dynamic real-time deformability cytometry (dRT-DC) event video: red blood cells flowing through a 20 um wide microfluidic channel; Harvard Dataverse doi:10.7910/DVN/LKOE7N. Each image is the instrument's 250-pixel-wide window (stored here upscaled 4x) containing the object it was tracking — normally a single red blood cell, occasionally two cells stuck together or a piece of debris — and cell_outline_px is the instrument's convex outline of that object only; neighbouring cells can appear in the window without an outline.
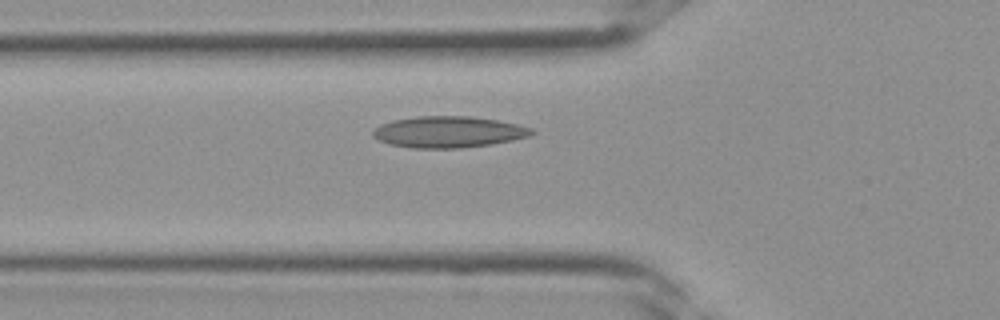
{"species": "Egyptian fruit bat (a non-hibernating species)", "species_latin": "Rousettus aegyptiacus", "temperature_condition": "room temperature", "stored_images_in_passage": 34, "camera_frame_rate_fps": 3000, "um_per_image_px": 0.085, "frame": {"image": 1, "passage_image": 10, "time_ms": 3.0, "image_size_px": [1000, 320], "cell_outline_px": [[536, 132], [528, 136], [512, 140], [492, 144], [460, 148], [412, 148], [388, 144], [372, 136], [372, 132], [380, 124], [392, 120], [416, 116], [468, 116], [496, 120], [516, 124], [532, 128]], "centroid_in_image_um": [38.09, 11.21], "position_along_channel_um": 87.7, "area_um2": 28.96}}
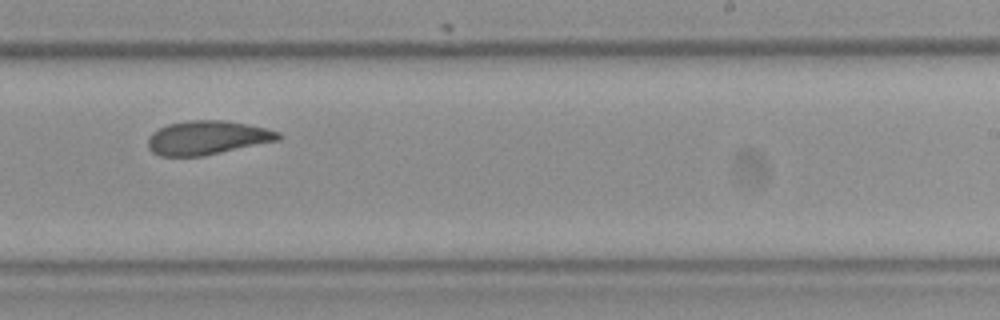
{"frame": {"image": 2, "passage_image": 20, "time_ms": 6.333, "image_size_px": [1000, 320], "cell_outline_px": [[280, 140], [204, 156], [160, 156], [152, 152], [148, 148], [148, 140], [152, 132], [168, 124], [192, 120], [220, 120], [248, 124], [268, 128], [280, 132]], "centroid_in_image_um": [17.64, 11.71], "position_along_channel_um": 271.4, "area_um2": 25.78}}
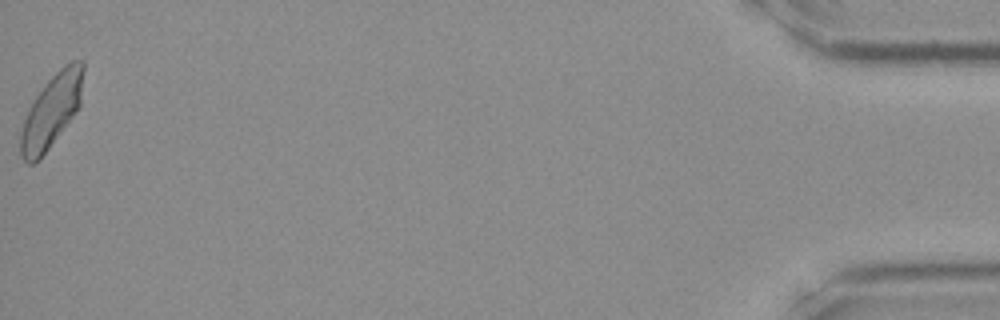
{"frame": {"image": 3, "passage_image": 34, "time_ms": 11.0, "image_size_px": [1000, 320], "cell_outline_px": [[84, 68], [80, 104], [76, 112], [40, 160], [32, 164], [28, 164], [20, 156], [20, 132], [28, 108], [36, 96], [48, 80], [64, 64], [72, 60], [84, 60]], "centroid_in_image_um": [4.37, 9.44], "position_along_channel_um": 430.8, "area_um2": 26.76}}